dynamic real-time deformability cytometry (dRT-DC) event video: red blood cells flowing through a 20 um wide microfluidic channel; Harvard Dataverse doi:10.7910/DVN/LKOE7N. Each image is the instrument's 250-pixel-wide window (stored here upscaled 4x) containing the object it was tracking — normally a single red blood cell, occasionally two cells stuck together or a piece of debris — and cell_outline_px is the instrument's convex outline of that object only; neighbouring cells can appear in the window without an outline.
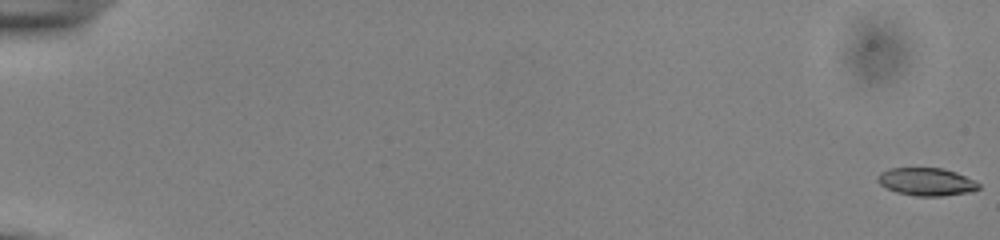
{"species": "common noctule bat (a hibernating species)", "species_latin": "Nyctalus noctula", "temperature_condition": "cold", "stored_images_in_passage": 56, "camera_frame_rate_fps": 3000, "um_per_image_px": 0.085, "animal": {"sex": "male", "body_mass_g": 13.0, "forearm_length_mm": 53.1}, "frame": {"image": 1, "passage_image": 1, "time_ms": 0.0, "image_size_px": [1000, 240], "cell_outline_px": [[980, 188], [968, 192], [940, 196], [916, 196], [896, 192], [880, 184], [876, 180], [876, 176], [880, 172], [888, 168], [944, 168], [956, 172], [980, 184]], "centroid_in_image_um": [78.7, 15.44], "position_along_channel_um": 6.3, "area_um2": 16.3}}
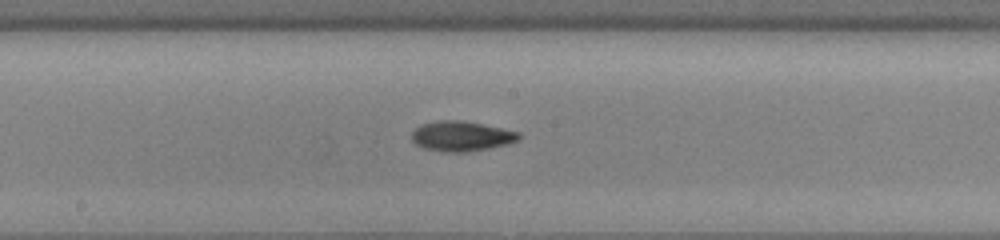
{"frame": {"image": 2, "passage_image": 32, "time_ms": 10.333, "image_size_px": [1000, 240], "cell_outline_px": [[520, 140], [508, 144], [468, 152], [440, 152], [424, 148], [416, 144], [412, 140], [412, 132], [420, 124], [436, 120], [464, 120], [484, 124], [520, 132]], "centroid_in_image_um": [39.22, 11.57], "position_along_channel_um": 209.0, "area_um2": 19.02}}
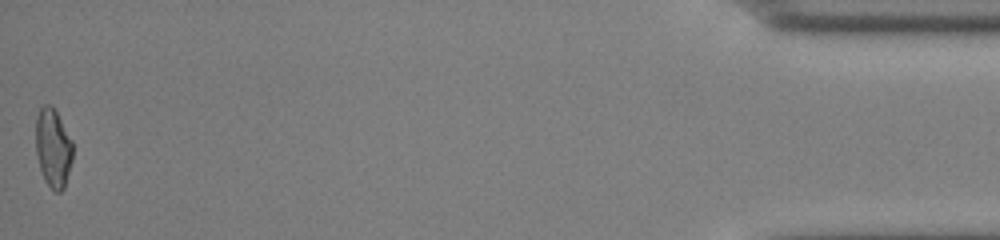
{"frame": {"image": 3, "passage_image": 56, "time_ms": 18.333, "image_size_px": [1000, 240], "cell_outline_px": [[72, 160], [64, 188], [60, 192], [52, 192], [44, 180], [40, 168], [36, 152], [36, 116], [40, 108], [44, 104], [52, 104], [72, 140]], "centroid_in_image_um": [4.5, 12.58], "position_along_channel_um": 430.7, "area_um2": 17.11}, "authors_computed_cell_mechanics": {"area_um2": 17.3978, "velocity_mm_per_s": 3.8425, "shape_relaxation_time_tau1_ms": 3.8668, "shape_relaxation_time_tau2_ms": null, "deformation_change_tau1": 0.1393, "deformation_change_tau2": null}}